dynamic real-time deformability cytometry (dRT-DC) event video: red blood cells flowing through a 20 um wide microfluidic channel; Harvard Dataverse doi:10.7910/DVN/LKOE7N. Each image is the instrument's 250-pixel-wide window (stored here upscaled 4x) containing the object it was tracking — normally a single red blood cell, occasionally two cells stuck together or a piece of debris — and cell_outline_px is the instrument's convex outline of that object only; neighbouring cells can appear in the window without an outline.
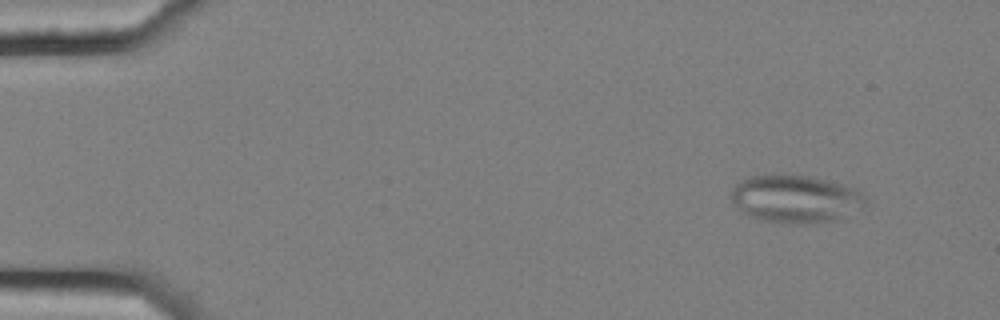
{"species": "common noctule bat (a hibernating species)", "species_latin": "Nyctalus noctula", "temperature_condition": "cold", "stored_images_in_passage": 5, "camera_frame_rate_fps": 3000, "um_per_image_px": 0.085, "animal": {"sex": "female", "body_mass_g": 25.1}, "frame": {"image": 1, "passage_image": 2, "time_ms": 0.333, "image_size_px": [1000, 320], "cell_outline_px": [[864, 204], [860, 208], [836, 220], [804, 224], [792, 224], [760, 220], [748, 216], [732, 200], [732, 188], [740, 180], [748, 176], [808, 176], [844, 184], [856, 188], [864, 196]], "centroid_in_image_um": [67.61, 16.92], "position_along_channel_um": 17.4, "area_um2": 36.82}}